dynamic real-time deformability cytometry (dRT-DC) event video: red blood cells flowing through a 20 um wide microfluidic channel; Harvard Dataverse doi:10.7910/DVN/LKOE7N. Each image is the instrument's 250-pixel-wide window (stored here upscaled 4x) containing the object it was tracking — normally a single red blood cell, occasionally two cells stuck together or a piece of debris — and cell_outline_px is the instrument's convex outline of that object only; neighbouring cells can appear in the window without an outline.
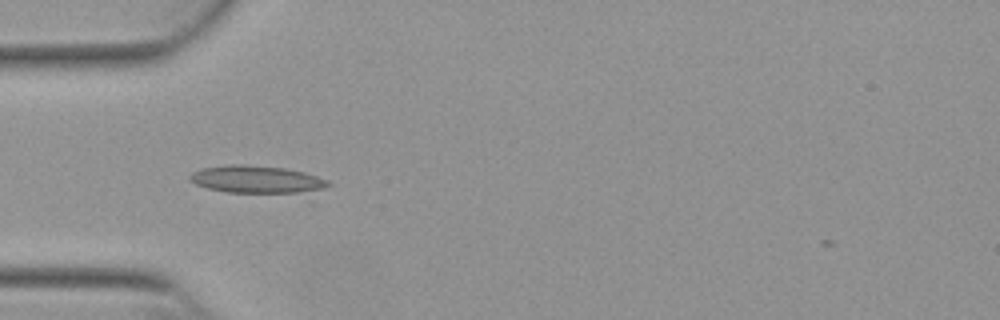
{"species": "Egyptian fruit bat (a non-hibernating species)", "species_latin": "Rousettus aegyptiacus", "temperature_condition": "warm", "stored_images_in_passage": 38, "camera_frame_rate_fps": 3000, "um_per_image_px": 0.085, "animal": {"sex": "female"}, "frame": {"image": 1, "passage_image": 1, "time_ms": 0.0, "image_size_px": [1000, 320], "cell_outline_px": [[332, 184], [324, 188], [300, 192], [228, 192], [208, 188], [196, 184], [188, 180], [188, 176], [192, 172], [200, 168], [228, 164], [244, 164], [284, 168], [304, 172], [328, 180]], "centroid_in_image_um": [21.75, 15.22], "position_along_channel_um": 63.2, "area_um2": 21.96}}
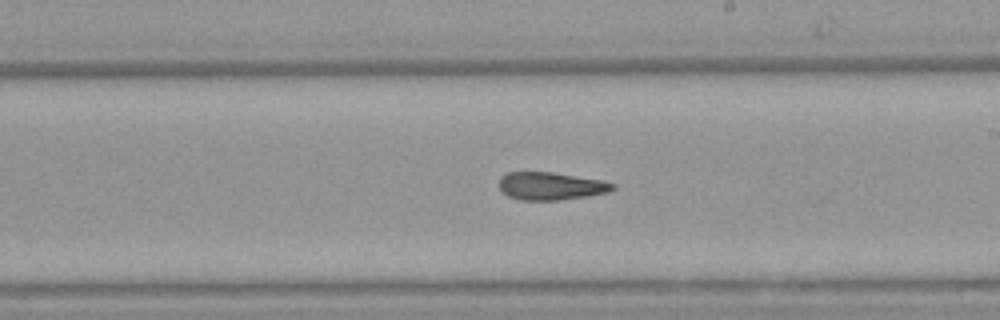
{"frame": {"image": 2, "passage_image": 15, "time_ms": 4.667, "image_size_px": [1000, 320], "cell_outline_px": [[616, 188], [608, 192], [560, 200], [520, 200], [508, 196], [500, 188], [500, 176], [508, 172], [552, 172], [604, 180], [616, 184]], "centroid_in_image_um": [46.84, 15.8], "position_along_channel_um": 242.2, "area_um2": 18.38}}
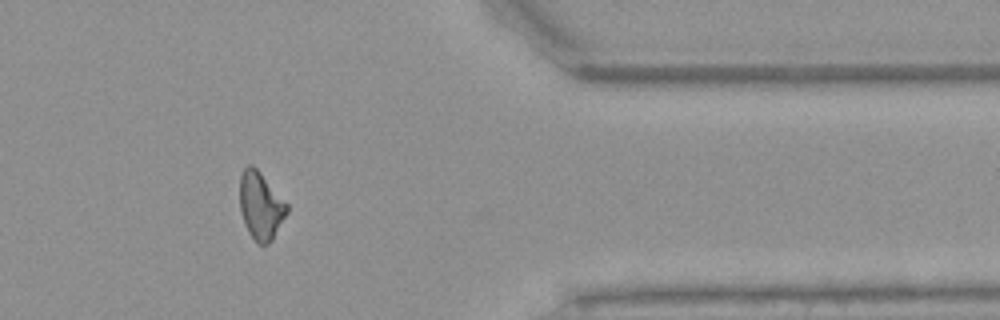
{"frame": {"image": 3, "passage_image": 28, "time_ms": 9.0, "image_size_px": [1000, 320], "cell_outline_px": [[288, 212], [272, 240], [268, 244], [260, 244], [248, 232], [244, 224], [240, 212], [240, 176], [244, 168], [248, 164], [252, 164], [260, 172], [288, 204]], "centroid_in_image_um": [22.15, 17.48], "position_along_channel_um": 389.2, "area_um2": 18.5}, "authors_computed_cell_mechanics": {"area_um2": 18.9295, "velocity_mm_per_s": 3.8607, "shape_relaxation_time_tau1_ms": 8.9883, "shape_relaxation_time_tau2_ms": 4.065, "deformation_change_tau1": 0.2429, "deformation_change_tau2": 0.1141}}